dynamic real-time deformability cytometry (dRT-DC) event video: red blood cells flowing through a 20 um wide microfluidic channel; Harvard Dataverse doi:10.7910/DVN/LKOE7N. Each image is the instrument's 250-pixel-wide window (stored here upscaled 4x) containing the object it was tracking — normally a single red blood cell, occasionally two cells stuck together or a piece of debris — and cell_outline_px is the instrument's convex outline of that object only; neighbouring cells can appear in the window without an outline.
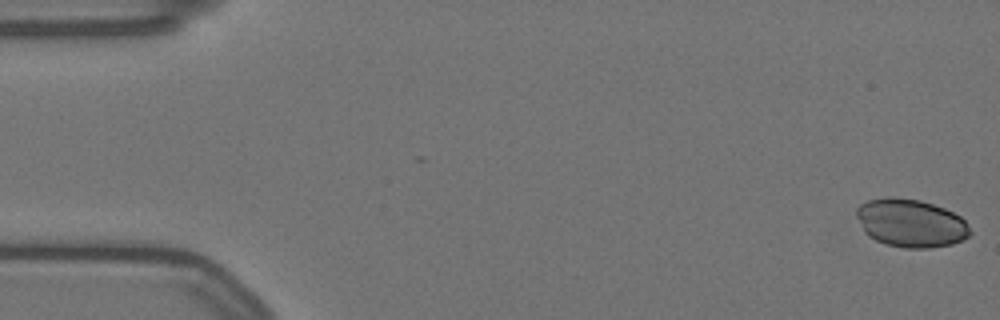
{"species": "Egyptian fruit bat (a non-hibernating species)", "species_latin": "Rousettus aegyptiacus", "temperature_condition": "warm", "stored_images_in_passage": 57, "camera_frame_rate_fps": 3000, "um_per_image_px": 0.085, "animal": {"sex": "female"}, "frame": {"image": 1, "passage_image": 1, "time_ms": 0.0, "image_size_px": [1000, 320], "cell_outline_px": [[972, 232], [964, 240], [952, 244], [932, 248], [904, 248], [888, 244], [876, 240], [868, 236], [864, 232], [856, 216], [856, 208], [860, 204], [868, 200], [884, 196], [888, 196], [920, 200], [944, 208], [960, 216], [968, 224]], "centroid_in_image_um": [77.41, 18.96], "position_along_channel_um": 7.6, "area_um2": 32.08}}
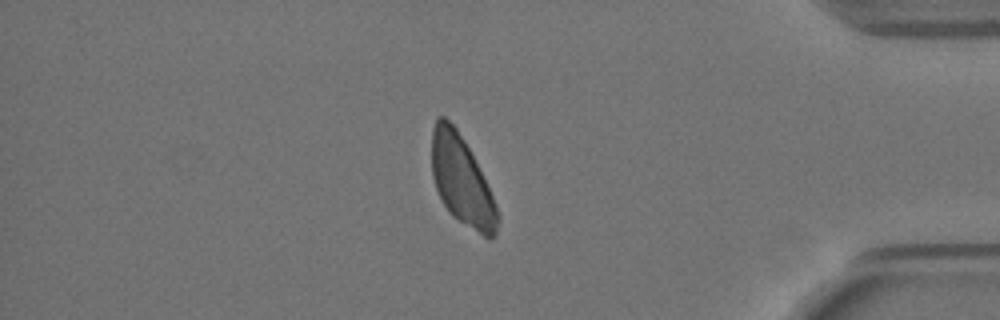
{"frame": {"image": 2, "passage_image": 49, "time_ms": 16.0, "image_size_px": [1000, 320], "cell_outline_px": [[500, 220], [496, 236], [488, 240], [452, 216], [448, 212], [440, 200], [432, 176], [432, 128], [436, 116], [444, 116], [456, 128], [464, 140], [492, 196], [500, 216]], "centroid_in_image_um": [39.23, 15.4], "position_along_channel_um": 396.0, "area_um2": 34.16}}
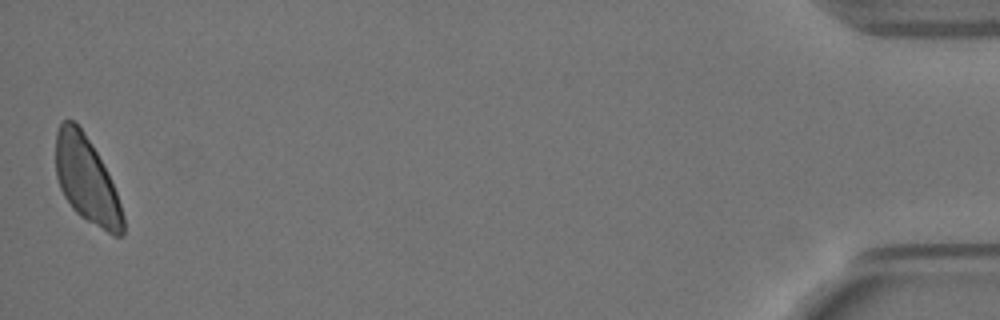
{"frame": {"image": 3, "passage_image": 57, "time_ms": 18.667, "image_size_px": [1000, 320], "cell_outline_px": [[124, 236], [112, 236], [80, 216], [72, 208], [64, 196], [60, 188], [56, 176], [56, 132], [60, 124], [64, 120], [72, 120], [80, 128], [92, 144], [108, 172], [116, 192], [124, 216]], "centroid_in_image_um": [7.37, 15.33], "position_along_channel_um": 427.8, "area_um2": 33.76}}